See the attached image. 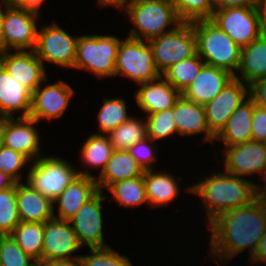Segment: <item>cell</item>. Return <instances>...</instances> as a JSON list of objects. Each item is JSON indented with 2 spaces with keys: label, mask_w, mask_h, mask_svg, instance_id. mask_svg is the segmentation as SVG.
<instances>
[{
  "label": "cell",
  "mask_w": 266,
  "mask_h": 266,
  "mask_svg": "<svg viewBox=\"0 0 266 266\" xmlns=\"http://www.w3.org/2000/svg\"><path fill=\"white\" fill-rule=\"evenodd\" d=\"M209 224L211 255L215 259L230 261L245 248H250L252 257L266 232V207L255 199L248 205L221 213Z\"/></svg>",
  "instance_id": "1"
},
{
  "label": "cell",
  "mask_w": 266,
  "mask_h": 266,
  "mask_svg": "<svg viewBox=\"0 0 266 266\" xmlns=\"http://www.w3.org/2000/svg\"><path fill=\"white\" fill-rule=\"evenodd\" d=\"M255 189L256 184L243 177L218 172L187 190L203 198L210 223L223 212L252 203L256 199Z\"/></svg>",
  "instance_id": "2"
},
{
  "label": "cell",
  "mask_w": 266,
  "mask_h": 266,
  "mask_svg": "<svg viewBox=\"0 0 266 266\" xmlns=\"http://www.w3.org/2000/svg\"><path fill=\"white\" fill-rule=\"evenodd\" d=\"M197 54L207 65L236 75L241 63V47L210 19L193 21Z\"/></svg>",
  "instance_id": "3"
},
{
  "label": "cell",
  "mask_w": 266,
  "mask_h": 266,
  "mask_svg": "<svg viewBox=\"0 0 266 266\" xmlns=\"http://www.w3.org/2000/svg\"><path fill=\"white\" fill-rule=\"evenodd\" d=\"M126 7V8H125ZM123 8L130 21L136 26L129 37L149 41L174 30L182 21L179 19L171 0H134ZM173 28L165 31L167 26Z\"/></svg>",
  "instance_id": "4"
},
{
  "label": "cell",
  "mask_w": 266,
  "mask_h": 266,
  "mask_svg": "<svg viewBox=\"0 0 266 266\" xmlns=\"http://www.w3.org/2000/svg\"><path fill=\"white\" fill-rule=\"evenodd\" d=\"M120 41L112 35L79 36L74 69L91 71L100 79L105 76H115V62Z\"/></svg>",
  "instance_id": "5"
},
{
  "label": "cell",
  "mask_w": 266,
  "mask_h": 266,
  "mask_svg": "<svg viewBox=\"0 0 266 266\" xmlns=\"http://www.w3.org/2000/svg\"><path fill=\"white\" fill-rule=\"evenodd\" d=\"M34 163V164H33ZM27 174V183L45 197L54 201L78 176H92L86 170L75 171L69 162L58 157H38Z\"/></svg>",
  "instance_id": "6"
},
{
  "label": "cell",
  "mask_w": 266,
  "mask_h": 266,
  "mask_svg": "<svg viewBox=\"0 0 266 266\" xmlns=\"http://www.w3.org/2000/svg\"><path fill=\"white\" fill-rule=\"evenodd\" d=\"M241 48L257 39L265 30L261 7H227L214 10L210 19Z\"/></svg>",
  "instance_id": "7"
},
{
  "label": "cell",
  "mask_w": 266,
  "mask_h": 266,
  "mask_svg": "<svg viewBox=\"0 0 266 266\" xmlns=\"http://www.w3.org/2000/svg\"><path fill=\"white\" fill-rule=\"evenodd\" d=\"M148 43L153 52L156 68L161 75L172 65L197 53L192 22H182L174 30L159 35Z\"/></svg>",
  "instance_id": "8"
},
{
  "label": "cell",
  "mask_w": 266,
  "mask_h": 266,
  "mask_svg": "<svg viewBox=\"0 0 266 266\" xmlns=\"http://www.w3.org/2000/svg\"><path fill=\"white\" fill-rule=\"evenodd\" d=\"M144 42L129 36L120 41L115 76L125 75L139 84L154 81L162 76L156 68L150 44Z\"/></svg>",
  "instance_id": "9"
},
{
  "label": "cell",
  "mask_w": 266,
  "mask_h": 266,
  "mask_svg": "<svg viewBox=\"0 0 266 266\" xmlns=\"http://www.w3.org/2000/svg\"><path fill=\"white\" fill-rule=\"evenodd\" d=\"M78 37L69 35L57 24L44 26L38 30L34 52L42 63L45 60L62 67L74 68Z\"/></svg>",
  "instance_id": "10"
},
{
  "label": "cell",
  "mask_w": 266,
  "mask_h": 266,
  "mask_svg": "<svg viewBox=\"0 0 266 266\" xmlns=\"http://www.w3.org/2000/svg\"><path fill=\"white\" fill-rule=\"evenodd\" d=\"M4 51L12 47L16 51L34 50L37 41V13L4 5L3 9Z\"/></svg>",
  "instance_id": "11"
},
{
  "label": "cell",
  "mask_w": 266,
  "mask_h": 266,
  "mask_svg": "<svg viewBox=\"0 0 266 266\" xmlns=\"http://www.w3.org/2000/svg\"><path fill=\"white\" fill-rule=\"evenodd\" d=\"M238 77L235 75L219 94L204 105L208 127L215 136L226 125L233 112L249 98V86Z\"/></svg>",
  "instance_id": "12"
},
{
  "label": "cell",
  "mask_w": 266,
  "mask_h": 266,
  "mask_svg": "<svg viewBox=\"0 0 266 266\" xmlns=\"http://www.w3.org/2000/svg\"><path fill=\"white\" fill-rule=\"evenodd\" d=\"M102 190L98 191L71 217L69 223L76 233L80 244L89 248L107 247L103 241L102 200L105 199Z\"/></svg>",
  "instance_id": "13"
},
{
  "label": "cell",
  "mask_w": 266,
  "mask_h": 266,
  "mask_svg": "<svg viewBox=\"0 0 266 266\" xmlns=\"http://www.w3.org/2000/svg\"><path fill=\"white\" fill-rule=\"evenodd\" d=\"M81 247L82 245L68 220L52 218L44 223L42 263L80 257L71 254Z\"/></svg>",
  "instance_id": "14"
},
{
  "label": "cell",
  "mask_w": 266,
  "mask_h": 266,
  "mask_svg": "<svg viewBox=\"0 0 266 266\" xmlns=\"http://www.w3.org/2000/svg\"><path fill=\"white\" fill-rule=\"evenodd\" d=\"M224 170L235 176L266 173V143L247 141L245 143L226 146Z\"/></svg>",
  "instance_id": "15"
},
{
  "label": "cell",
  "mask_w": 266,
  "mask_h": 266,
  "mask_svg": "<svg viewBox=\"0 0 266 266\" xmlns=\"http://www.w3.org/2000/svg\"><path fill=\"white\" fill-rule=\"evenodd\" d=\"M0 64L31 93L47 79L44 65L34 50H18L14 53L0 52Z\"/></svg>",
  "instance_id": "16"
},
{
  "label": "cell",
  "mask_w": 266,
  "mask_h": 266,
  "mask_svg": "<svg viewBox=\"0 0 266 266\" xmlns=\"http://www.w3.org/2000/svg\"><path fill=\"white\" fill-rule=\"evenodd\" d=\"M73 94V88L61 80L42 88L40 84L32 93L29 117L38 122L60 117L67 110Z\"/></svg>",
  "instance_id": "17"
},
{
  "label": "cell",
  "mask_w": 266,
  "mask_h": 266,
  "mask_svg": "<svg viewBox=\"0 0 266 266\" xmlns=\"http://www.w3.org/2000/svg\"><path fill=\"white\" fill-rule=\"evenodd\" d=\"M38 123L30 117L3 118V145L37 160L40 139L34 124Z\"/></svg>",
  "instance_id": "18"
},
{
  "label": "cell",
  "mask_w": 266,
  "mask_h": 266,
  "mask_svg": "<svg viewBox=\"0 0 266 266\" xmlns=\"http://www.w3.org/2000/svg\"><path fill=\"white\" fill-rule=\"evenodd\" d=\"M234 77L225 69L205 64L195 80L181 94L184 98L204 106Z\"/></svg>",
  "instance_id": "19"
},
{
  "label": "cell",
  "mask_w": 266,
  "mask_h": 266,
  "mask_svg": "<svg viewBox=\"0 0 266 266\" xmlns=\"http://www.w3.org/2000/svg\"><path fill=\"white\" fill-rule=\"evenodd\" d=\"M139 85L141 87L135 92L136 103L147 114H154L173 108L182 95L163 76Z\"/></svg>",
  "instance_id": "20"
},
{
  "label": "cell",
  "mask_w": 266,
  "mask_h": 266,
  "mask_svg": "<svg viewBox=\"0 0 266 266\" xmlns=\"http://www.w3.org/2000/svg\"><path fill=\"white\" fill-rule=\"evenodd\" d=\"M99 191L96 178L78 175L53 201L58 205L59 216L54 218L70 220L72 216Z\"/></svg>",
  "instance_id": "21"
},
{
  "label": "cell",
  "mask_w": 266,
  "mask_h": 266,
  "mask_svg": "<svg viewBox=\"0 0 266 266\" xmlns=\"http://www.w3.org/2000/svg\"><path fill=\"white\" fill-rule=\"evenodd\" d=\"M16 200L21 221L45 223L54 218V203L29 183L16 182Z\"/></svg>",
  "instance_id": "22"
},
{
  "label": "cell",
  "mask_w": 266,
  "mask_h": 266,
  "mask_svg": "<svg viewBox=\"0 0 266 266\" xmlns=\"http://www.w3.org/2000/svg\"><path fill=\"white\" fill-rule=\"evenodd\" d=\"M31 98L32 93L0 64V119L13 118L16 110L23 111L17 117H29Z\"/></svg>",
  "instance_id": "23"
},
{
  "label": "cell",
  "mask_w": 266,
  "mask_h": 266,
  "mask_svg": "<svg viewBox=\"0 0 266 266\" xmlns=\"http://www.w3.org/2000/svg\"><path fill=\"white\" fill-rule=\"evenodd\" d=\"M174 120L179 135L204 133L206 141L214 142L215 135L208 127L203 105L181 95L174 106Z\"/></svg>",
  "instance_id": "24"
},
{
  "label": "cell",
  "mask_w": 266,
  "mask_h": 266,
  "mask_svg": "<svg viewBox=\"0 0 266 266\" xmlns=\"http://www.w3.org/2000/svg\"><path fill=\"white\" fill-rule=\"evenodd\" d=\"M253 112L254 102L249 97L233 112L226 125L215 136V140L221 139L225 147L253 140L251 131Z\"/></svg>",
  "instance_id": "25"
},
{
  "label": "cell",
  "mask_w": 266,
  "mask_h": 266,
  "mask_svg": "<svg viewBox=\"0 0 266 266\" xmlns=\"http://www.w3.org/2000/svg\"><path fill=\"white\" fill-rule=\"evenodd\" d=\"M99 174L96 182L101 191L103 187L108 188L116 182L143 176L144 169L127 150H114L106 167Z\"/></svg>",
  "instance_id": "26"
},
{
  "label": "cell",
  "mask_w": 266,
  "mask_h": 266,
  "mask_svg": "<svg viewBox=\"0 0 266 266\" xmlns=\"http://www.w3.org/2000/svg\"><path fill=\"white\" fill-rule=\"evenodd\" d=\"M238 72L248 86L266 78V30L253 42L241 48Z\"/></svg>",
  "instance_id": "27"
},
{
  "label": "cell",
  "mask_w": 266,
  "mask_h": 266,
  "mask_svg": "<svg viewBox=\"0 0 266 266\" xmlns=\"http://www.w3.org/2000/svg\"><path fill=\"white\" fill-rule=\"evenodd\" d=\"M143 181L148 204L158 207L167 205L178 195V183L171 174L155 173L153 169L146 170L143 174Z\"/></svg>",
  "instance_id": "28"
},
{
  "label": "cell",
  "mask_w": 266,
  "mask_h": 266,
  "mask_svg": "<svg viewBox=\"0 0 266 266\" xmlns=\"http://www.w3.org/2000/svg\"><path fill=\"white\" fill-rule=\"evenodd\" d=\"M9 235L27 255L42 263L44 223L21 221Z\"/></svg>",
  "instance_id": "29"
},
{
  "label": "cell",
  "mask_w": 266,
  "mask_h": 266,
  "mask_svg": "<svg viewBox=\"0 0 266 266\" xmlns=\"http://www.w3.org/2000/svg\"><path fill=\"white\" fill-rule=\"evenodd\" d=\"M206 63L196 53L191 58L179 61L169 67L162 76L181 93L189 86L200 73Z\"/></svg>",
  "instance_id": "30"
},
{
  "label": "cell",
  "mask_w": 266,
  "mask_h": 266,
  "mask_svg": "<svg viewBox=\"0 0 266 266\" xmlns=\"http://www.w3.org/2000/svg\"><path fill=\"white\" fill-rule=\"evenodd\" d=\"M81 148L80 153L84 164L95 168L101 167L100 173L114 151L109 138L102 133L92 134Z\"/></svg>",
  "instance_id": "31"
},
{
  "label": "cell",
  "mask_w": 266,
  "mask_h": 266,
  "mask_svg": "<svg viewBox=\"0 0 266 266\" xmlns=\"http://www.w3.org/2000/svg\"><path fill=\"white\" fill-rule=\"evenodd\" d=\"M114 150H128L135 143L147 137L146 122L130 118L107 134Z\"/></svg>",
  "instance_id": "32"
},
{
  "label": "cell",
  "mask_w": 266,
  "mask_h": 266,
  "mask_svg": "<svg viewBox=\"0 0 266 266\" xmlns=\"http://www.w3.org/2000/svg\"><path fill=\"white\" fill-rule=\"evenodd\" d=\"M107 189L111 191L119 206L132 207L144 202L148 204L143 176L116 182Z\"/></svg>",
  "instance_id": "33"
},
{
  "label": "cell",
  "mask_w": 266,
  "mask_h": 266,
  "mask_svg": "<svg viewBox=\"0 0 266 266\" xmlns=\"http://www.w3.org/2000/svg\"><path fill=\"white\" fill-rule=\"evenodd\" d=\"M126 108V103L122 98H105L98 113L99 129H101V132L108 134L130 119L131 117L127 115Z\"/></svg>",
  "instance_id": "34"
},
{
  "label": "cell",
  "mask_w": 266,
  "mask_h": 266,
  "mask_svg": "<svg viewBox=\"0 0 266 266\" xmlns=\"http://www.w3.org/2000/svg\"><path fill=\"white\" fill-rule=\"evenodd\" d=\"M20 222L15 182L0 191V235H9Z\"/></svg>",
  "instance_id": "35"
},
{
  "label": "cell",
  "mask_w": 266,
  "mask_h": 266,
  "mask_svg": "<svg viewBox=\"0 0 266 266\" xmlns=\"http://www.w3.org/2000/svg\"><path fill=\"white\" fill-rule=\"evenodd\" d=\"M182 22L211 19L215 10L213 0H171Z\"/></svg>",
  "instance_id": "36"
},
{
  "label": "cell",
  "mask_w": 266,
  "mask_h": 266,
  "mask_svg": "<svg viewBox=\"0 0 266 266\" xmlns=\"http://www.w3.org/2000/svg\"><path fill=\"white\" fill-rule=\"evenodd\" d=\"M10 235H0V266H38Z\"/></svg>",
  "instance_id": "37"
},
{
  "label": "cell",
  "mask_w": 266,
  "mask_h": 266,
  "mask_svg": "<svg viewBox=\"0 0 266 266\" xmlns=\"http://www.w3.org/2000/svg\"><path fill=\"white\" fill-rule=\"evenodd\" d=\"M147 136L153 141L167 138L177 133V126L174 120V107L154 114H148Z\"/></svg>",
  "instance_id": "38"
},
{
  "label": "cell",
  "mask_w": 266,
  "mask_h": 266,
  "mask_svg": "<svg viewBox=\"0 0 266 266\" xmlns=\"http://www.w3.org/2000/svg\"><path fill=\"white\" fill-rule=\"evenodd\" d=\"M91 255H80L83 266H132L129 258L115 252L111 247L90 248Z\"/></svg>",
  "instance_id": "39"
},
{
  "label": "cell",
  "mask_w": 266,
  "mask_h": 266,
  "mask_svg": "<svg viewBox=\"0 0 266 266\" xmlns=\"http://www.w3.org/2000/svg\"><path fill=\"white\" fill-rule=\"evenodd\" d=\"M27 162L29 163L30 159L24 154L14 151L5 145L0 148V171L15 182H20L19 171Z\"/></svg>",
  "instance_id": "40"
},
{
  "label": "cell",
  "mask_w": 266,
  "mask_h": 266,
  "mask_svg": "<svg viewBox=\"0 0 266 266\" xmlns=\"http://www.w3.org/2000/svg\"><path fill=\"white\" fill-rule=\"evenodd\" d=\"M149 140L153 141L150 137L147 136L143 140L135 143L127 150L130 155L138 162V164L144 169V171L154 169V167L152 168L150 164L156 161L153 153L154 149L152 145H150Z\"/></svg>",
  "instance_id": "41"
},
{
  "label": "cell",
  "mask_w": 266,
  "mask_h": 266,
  "mask_svg": "<svg viewBox=\"0 0 266 266\" xmlns=\"http://www.w3.org/2000/svg\"><path fill=\"white\" fill-rule=\"evenodd\" d=\"M251 125L253 140L266 143V109L254 104Z\"/></svg>",
  "instance_id": "42"
},
{
  "label": "cell",
  "mask_w": 266,
  "mask_h": 266,
  "mask_svg": "<svg viewBox=\"0 0 266 266\" xmlns=\"http://www.w3.org/2000/svg\"><path fill=\"white\" fill-rule=\"evenodd\" d=\"M249 97L255 105L266 109V78L258 80L249 86Z\"/></svg>",
  "instance_id": "43"
},
{
  "label": "cell",
  "mask_w": 266,
  "mask_h": 266,
  "mask_svg": "<svg viewBox=\"0 0 266 266\" xmlns=\"http://www.w3.org/2000/svg\"><path fill=\"white\" fill-rule=\"evenodd\" d=\"M215 10L227 7H261L262 0H213Z\"/></svg>",
  "instance_id": "44"
},
{
  "label": "cell",
  "mask_w": 266,
  "mask_h": 266,
  "mask_svg": "<svg viewBox=\"0 0 266 266\" xmlns=\"http://www.w3.org/2000/svg\"><path fill=\"white\" fill-rule=\"evenodd\" d=\"M44 0H1L3 5L13 6L39 14Z\"/></svg>",
  "instance_id": "45"
},
{
  "label": "cell",
  "mask_w": 266,
  "mask_h": 266,
  "mask_svg": "<svg viewBox=\"0 0 266 266\" xmlns=\"http://www.w3.org/2000/svg\"><path fill=\"white\" fill-rule=\"evenodd\" d=\"M251 261L254 263H265L266 262V232L264 236L258 242L256 250L252 257L250 258Z\"/></svg>",
  "instance_id": "46"
},
{
  "label": "cell",
  "mask_w": 266,
  "mask_h": 266,
  "mask_svg": "<svg viewBox=\"0 0 266 266\" xmlns=\"http://www.w3.org/2000/svg\"><path fill=\"white\" fill-rule=\"evenodd\" d=\"M40 266H83L80 257L69 260H54L40 263Z\"/></svg>",
  "instance_id": "47"
},
{
  "label": "cell",
  "mask_w": 266,
  "mask_h": 266,
  "mask_svg": "<svg viewBox=\"0 0 266 266\" xmlns=\"http://www.w3.org/2000/svg\"><path fill=\"white\" fill-rule=\"evenodd\" d=\"M261 177H263L265 184L263 185L264 188L256 185V200L266 207V173Z\"/></svg>",
  "instance_id": "48"
},
{
  "label": "cell",
  "mask_w": 266,
  "mask_h": 266,
  "mask_svg": "<svg viewBox=\"0 0 266 266\" xmlns=\"http://www.w3.org/2000/svg\"><path fill=\"white\" fill-rule=\"evenodd\" d=\"M14 183L15 181L12 178L0 171V191L11 187Z\"/></svg>",
  "instance_id": "49"
},
{
  "label": "cell",
  "mask_w": 266,
  "mask_h": 266,
  "mask_svg": "<svg viewBox=\"0 0 266 266\" xmlns=\"http://www.w3.org/2000/svg\"><path fill=\"white\" fill-rule=\"evenodd\" d=\"M100 5L102 6H108V5H114L118 6L119 8H123L127 3L132 2L134 0H98Z\"/></svg>",
  "instance_id": "50"
},
{
  "label": "cell",
  "mask_w": 266,
  "mask_h": 266,
  "mask_svg": "<svg viewBox=\"0 0 266 266\" xmlns=\"http://www.w3.org/2000/svg\"><path fill=\"white\" fill-rule=\"evenodd\" d=\"M0 52H4L3 10L0 8Z\"/></svg>",
  "instance_id": "51"
},
{
  "label": "cell",
  "mask_w": 266,
  "mask_h": 266,
  "mask_svg": "<svg viewBox=\"0 0 266 266\" xmlns=\"http://www.w3.org/2000/svg\"><path fill=\"white\" fill-rule=\"evenodd\" d=\"M261 8L263 12V21L266 28V0H262Z\"/></svg>",
  "instance_id": "52"
},
{
  "label": "cell",
  "mask_w": 266,
  "mask_h": 266,
  "mask_svg": "<svg viewBox=\"0 0 266 266\" xmlns=\"http://www.w3.org/2000/svg\"><path fill=\"white\" fill-rule=\"evenodd\" d=\"M3 146V118L0 119V148Z\"/></svg>",
  "instance_id": "53"
}]
</instances>
